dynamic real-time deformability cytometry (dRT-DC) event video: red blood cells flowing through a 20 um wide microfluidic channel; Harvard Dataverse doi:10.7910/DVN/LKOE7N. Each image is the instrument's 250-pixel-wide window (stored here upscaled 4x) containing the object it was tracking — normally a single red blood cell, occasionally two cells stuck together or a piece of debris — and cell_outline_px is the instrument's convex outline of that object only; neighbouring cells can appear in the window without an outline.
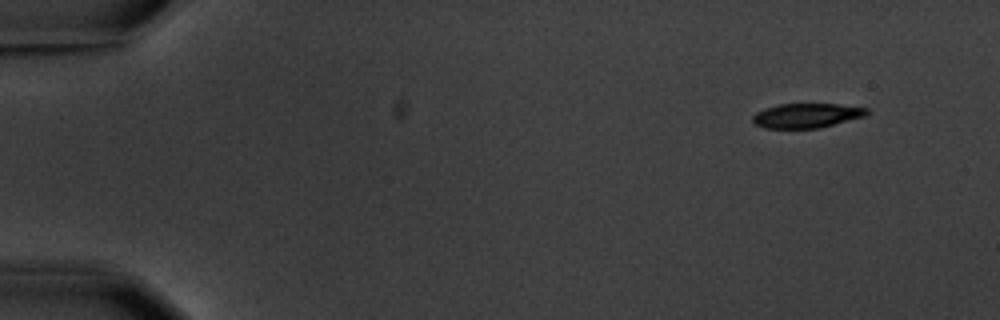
{"species": "common noctule bat (a hibernating species)", "species_latin": "Nyctalus noctula", "temperature_condition": "warm", "stored_images_in_passage": 4, "camera_frame_rate_fps": 3000, "um_per_image_px": 0.085, "animal": {"sex": "male", "body_mass_g": 20.1, "forearm_length_mm": 53.5}, "frame": {"image": 1, "passage_image": 1, "time_ms": 0.0, "image_size_px": [1000, 320], "cell_outline_px": [[868, 112], [864, 116], [820, 128], [764, 128], [756, 124], [752, 120], [752, 116], [756, 112], [764, 108], [780, 104], [836, 104], [868, 108]], "centroid_in_image_um": [68.53, 9.82], "position_along_channel_um": 16.5, "area_um2": 16.18}}
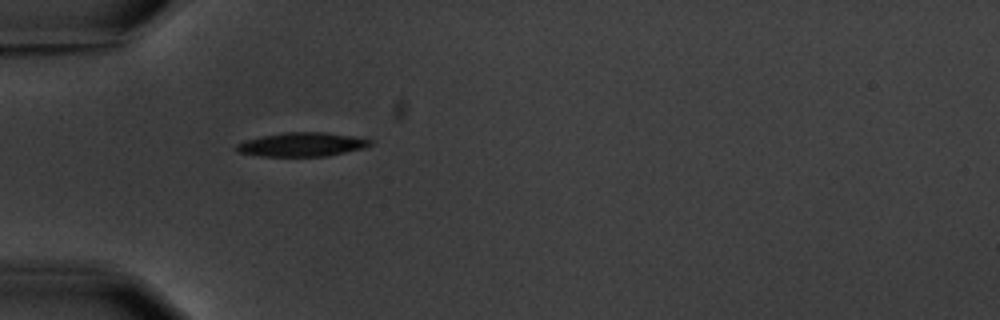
{"frame": {"image": 2, "passage_image": 4, "time_ms": 4.333, "image_size_px": [1000, 320], "cell_outline_px": [[372, 144], [364, 148], [328, 156], [260, 156], [236, 152], [236, 144], [244, 140], [284, 132], [328, 132], [352, 136], [372, 140]], "centroid_in_image_um": [25.66, 12.28], "position_along_channel_um": 59.3, "area_um2": 18.67}}